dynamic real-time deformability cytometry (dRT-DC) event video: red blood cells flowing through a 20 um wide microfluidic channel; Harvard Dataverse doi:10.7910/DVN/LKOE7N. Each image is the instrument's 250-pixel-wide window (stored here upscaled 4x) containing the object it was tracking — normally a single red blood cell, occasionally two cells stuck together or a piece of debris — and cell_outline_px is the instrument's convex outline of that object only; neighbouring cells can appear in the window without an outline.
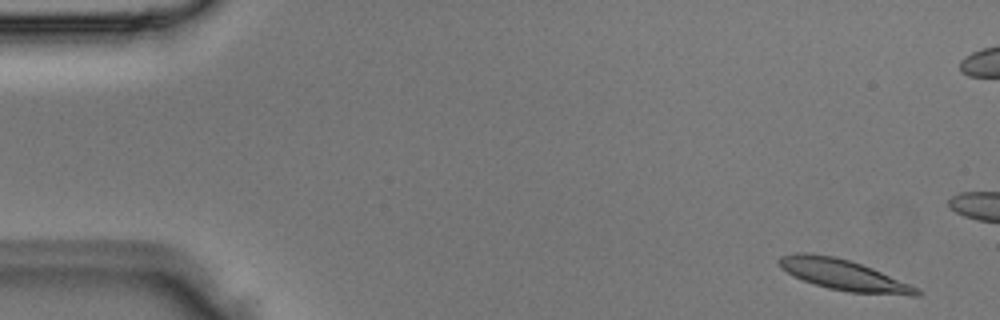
{"species": "Egyptian fruit bat (a non-hibernating species)", "species_latin": "Rousettus aegyptiacus", "temperature_condition": "room temperature", "stored_images_in_passage": 4, "segment_of_instrument_passage": [2, 2], "camera_frame_rate_fps": 3000, "um_per_image_px": 0.085, "animal": {"sex": "male"}, "frame": {"image": 1, "passage_image": 4, "time_ms": 1.0, "image_size_px": [1000, 320], "cell_outline_px": [[924, 292], [920, 296], [912, 296], [848, 292], [828, 288], [804, 280], [780, 268], [776, 260], [780, 256], [796, 252], [808, 252], [836, 256], [872, 268], [920, 288]], "centroid_in_image_um": [71.74, 23.36], "position_along_channel_um": 13.3, "area_um2": 24.85}}